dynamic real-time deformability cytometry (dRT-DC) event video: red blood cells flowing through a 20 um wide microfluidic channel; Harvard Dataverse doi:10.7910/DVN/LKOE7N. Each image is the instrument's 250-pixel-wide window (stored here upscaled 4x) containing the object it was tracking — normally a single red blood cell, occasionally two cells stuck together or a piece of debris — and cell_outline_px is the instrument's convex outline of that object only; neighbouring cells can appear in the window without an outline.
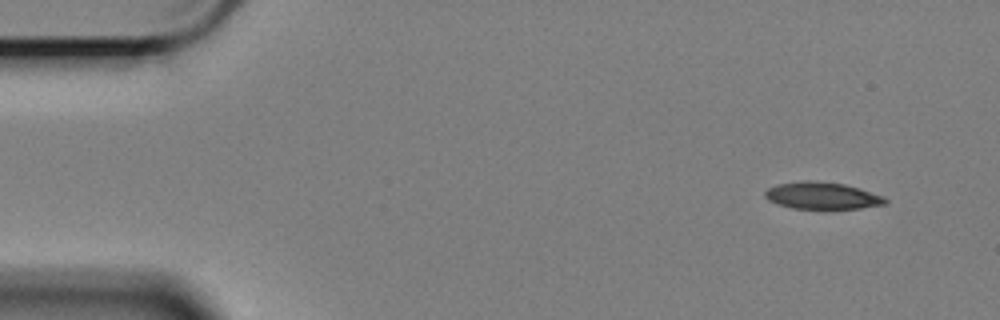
{"species": "Egyptian fruit bat (a non-hibernating species)", "species_latin": "Rousettus aegyptiacus", "temperature_condition": "cold", "stored_images_in_passage": 55, "camera_frame_rate_fps": 3000, "um_per_image_px": 0.085, "animal": {"sex": "female"}, "frame": {"image": 1, "passage_image": 1, "time_ms": 0.0, "image_size_px": [1000, 320], "cell_outline_px": [[888, 200], [884, 204], [860, 208], [824, 212], [792, 208], [776, 204], [768, 200], [764, 196], [764, 192], [768, 188], [776, 184], [804, 180], [816, 180], [844, 184], [860, 188], [884, 196]], "centroid_in_image_um": [69.86, 16.67], "position_along_channel_um": 15.1, "area_um2": 19.94}}
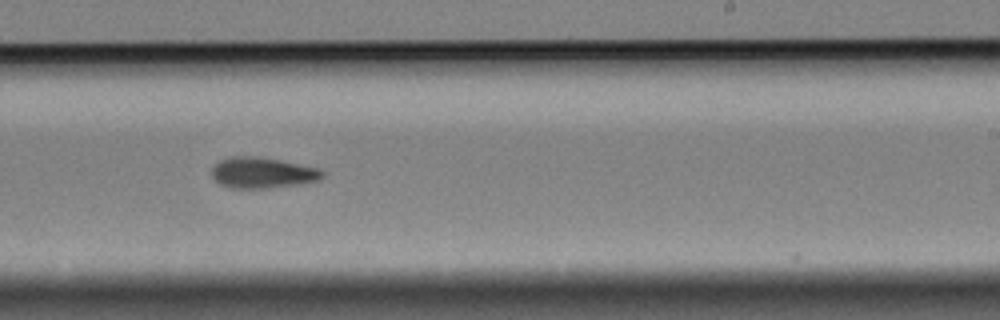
{"frame": {"image": 2, "passage_image": 32, "time_ms": 10.333, "image_size_px": [1000, 320], "cell_outline_px": [[324, 176], [320, 180], [304, 184], [268, 188], [228, 188], [220, 184], [212, 176], [212, 168], [220, 160], [232, 156], [256, 156], [280, 160], [320, 168], [324, 172]], "centroid_in_image_um": [22.35, 14.69], "position_along_channel_um": 266.7, "area_um2": 20.11}}
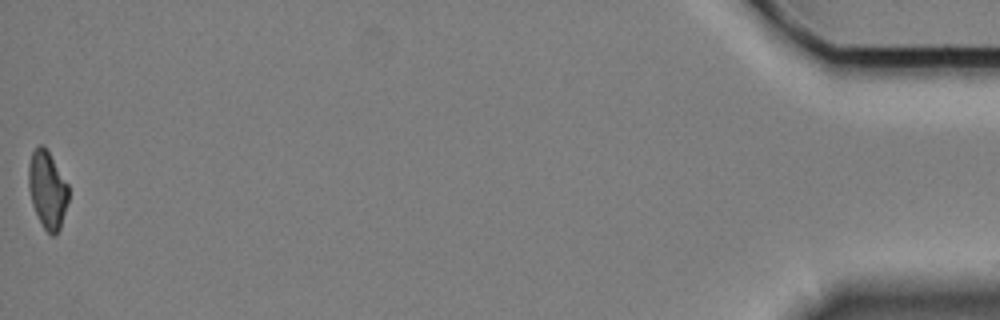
{"frame": {"image": 3, "passage_image": 55, "time_ms": 18.0, "image_size_px": [1000, 320], "cell_outline_px": [[68, 200], [60, 228], [56, 236], [52, 236], [44, 228], [32, 204], [28, 188], [28, 164], [32, 152], [40, 144], [44, 144], [68, 184]], "centroid_in_image_um": [4.02, 16.11], "position_along_channel_um": 431.2, "area_um2": 17.98}, "authors_computed_cell_mechanics": {"area_um2": 19.5364, "velocity_mm_per_s": 3.3963, "shape_relaxation_time_tau1_ms": 10.3755, "shape_relaxation_time_tau2_ms": null, "deformation_change_tau1": 0.2211, "deformation_change_tau2": null}}